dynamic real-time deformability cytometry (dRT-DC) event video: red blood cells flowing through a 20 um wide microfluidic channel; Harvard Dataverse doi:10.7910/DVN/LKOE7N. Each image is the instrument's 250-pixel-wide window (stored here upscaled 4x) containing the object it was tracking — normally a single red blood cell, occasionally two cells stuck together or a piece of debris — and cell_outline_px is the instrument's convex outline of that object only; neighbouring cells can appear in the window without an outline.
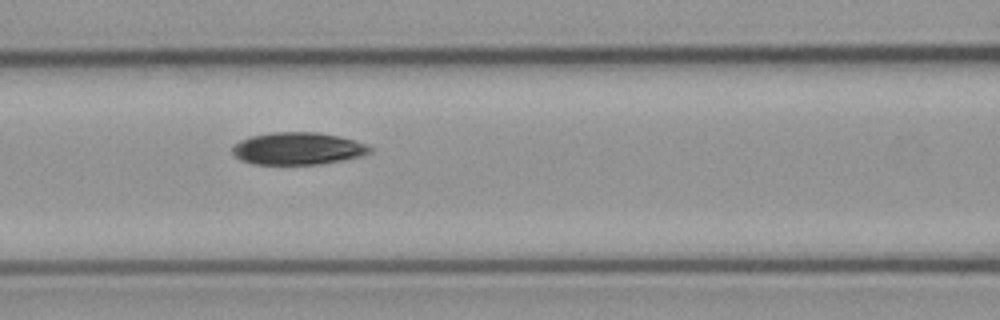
{"species": "common noctule bat (a hibernating species)", "species_latin": "Nyctalus noctula", "temperature_condition": "cold", "stored_images_in_passage": 5, "camera_frame_rate_fps": 3000, "um_per_image_px": 0.085, "animal": {"sex": "male", "body_mass_g": 23.1, "forearm_length_mm": 52.7}, "frame": {"image": 1, "passage_image": 4, "time_ms": 4.667, "image_size_px": [1000, 320], "cell_outline_px": [[372, 152], [360, 156], [344, 160], [320, 164], [252, 164], [240, 160], [232, 152], [232, 144], [240, 140], [252, 136], [272, 132], [316, 132], [340, 136], [368, 144], [372, 148]], "centroid_in_image_um": [25.32, 12.62], "position_along_channel_um": 141.3, "area_um2": 26.07}}
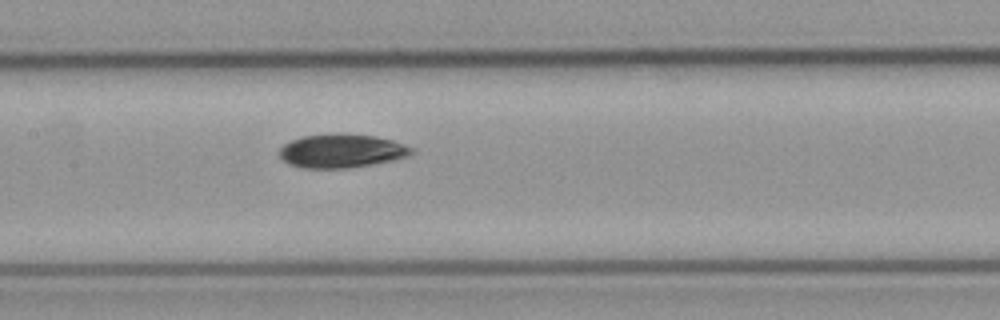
{"frame": {"image": 2, "passage_image": 5, "time_ms": 5.667, "image_size_px": [1000, 320], "cell_outline_px": [[416, 152], [408, 156], [396, 160], [348, 168], [300, 168], [288, 164], [280, 156], [280, 148], [284, 144], [300, 136], [376, 136], [392, 140], [412, 148]], "centroid_in_image_um": [29.05, 12.88], "position_along_channel_um": 178.4, "area_um2": 25.2}}